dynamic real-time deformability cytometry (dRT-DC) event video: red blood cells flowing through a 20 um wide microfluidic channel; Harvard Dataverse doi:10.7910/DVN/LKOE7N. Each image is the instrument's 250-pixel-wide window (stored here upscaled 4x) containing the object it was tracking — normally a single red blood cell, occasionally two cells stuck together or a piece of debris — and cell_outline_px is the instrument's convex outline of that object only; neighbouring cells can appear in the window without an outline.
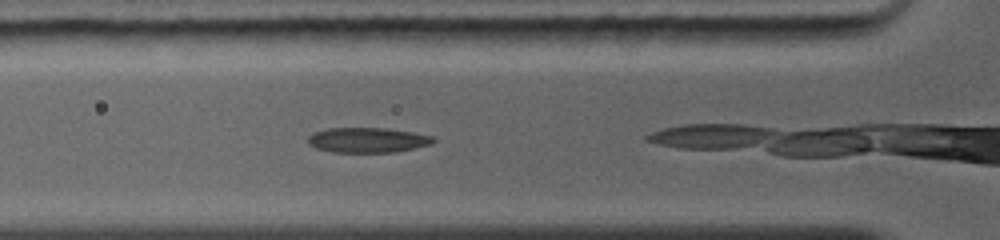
{"species": "common noctule bat (a hibernating species)", "species_latin": "Nyctalus noctula", "temperature_condition": "warm", "stored_images_in_passage": 2, "camera_frame_rate_fps": 5000, "um_per_image_px": 0.085, "animal": {"sex": "female", "body_mass_g": 19.0, "forearm_length_mm": 56.7}, "frame": {"image": 1, "passage_image": 2, "time_ms": 0.6, "image_size_px": [1000, 240], "cell_outline_px": [[436, 140], [432, 144], [396, 152], [332, 152], [316, 148], [308, 144], [308, 136], [312, 132], [324, 128], [384, 128], [412, 132], [436, 136]], "centroid_in_image_um": [31.24, 11.9], "position_along_channel_um": 94.6, "area_um2": 18.5}}